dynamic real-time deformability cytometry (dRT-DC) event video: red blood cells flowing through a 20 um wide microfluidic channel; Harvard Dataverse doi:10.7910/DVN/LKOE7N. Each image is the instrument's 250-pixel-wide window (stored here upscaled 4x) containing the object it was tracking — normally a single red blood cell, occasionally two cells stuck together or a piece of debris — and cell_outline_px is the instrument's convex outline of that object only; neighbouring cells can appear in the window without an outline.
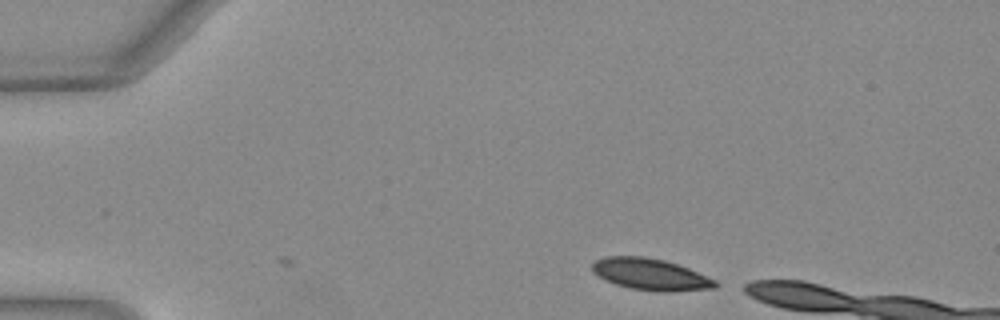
{"species": "Egyptian fruit bat (a non-hibernating species)", "species_latin": "Rousettus aegyptiacus", "temperature_condition": "warm", "stored_images_in_passage": 3, "camera_frame_rate_fps": 3000, "um_per_image_px": 0.085, "animal": {"sex": "female"}, "frame": {"image": 1, "passage_image": 3, "time_ms": 0.667, "image_size_px": [1000, 320], "cell_outline_px": [[720, 284], [716, 288], [632, 288], [616, 284], [592, 272], [592, 264], [596, 260], [608, 256], [644, 256], [664, 260], [688, 268], [716, 280]], "centroid_in_image_um": [55.23, 23.24], "position_along_channel_um": 29.8, "area_um2": 21.15}}